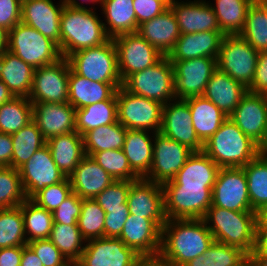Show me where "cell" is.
Masks as SVG:
<instances>
[{"label": "cell", "mask_w": 267, "mask_h": 266, "mask_svg": "<svg viewBox=\"0 0 267 266\" xmlns=\"http://www.w3.org/2000/svg\"><path fill=\"white\" fill-rule=\"evenodd\" d=\"M213 241L204 219H167L158 258L174 266H184L202 255Z\"/></svg>", "instance_id": "obj_1"}, {"label": "cell", "mask_w": 267, "mask_h": 266, "mask_svg": "<svg viewBox=\"0 0 267 266\" xmlns=\"http://www.w3.org/2000/svg\"><path fill=\"white\" fill-rule=\"evenodd\" d=\"M62 1L65 6L61 13L58 46L62 57L68 58L76 51L101 45L109 39L96 12L76 0Z\"/></svg>", "instance_id": "obj_2"}, {"label": "cell", "mask_w": 267, "mask_h": 266, "mask_svg": "<svg viewBox=\"0 0 267 266\" xmlns=\"http://www.w3.org/2000/svg\"><path fill=\"white\" fill-rule=\"evenodd\" d=\"M203 151L220 168L244 167L258 156L257 143L229 117L204 144Z\"/></svg>", "instance_id": "obj_3"}, {"label": "cell", "mask_w": 267, "mask_h": 266, "mask_svg": "<svg viewBox=\"0 0 267 266\" xmlns=\"http://www.w3.org/2000/svg\"><path fill=\"white\" fill-rule=\"evenodd\" d=\"M203 219L214 241L237 247L248 255L252 253L255 244L256 212L231 211L211 206Z\"/></svg>", "instance_id": "obj_4"}, {"label": "cell", "mask_w": 267, "mask_h": 266, "mask_svg": "<svg viewBox=\"0 0 267 266\" xmlns=\"http://www.w3.org/2000/svg\"><path fill=\"white\" fill-rule=\"evenodd\" d=\"M122 87L163 105L176 100L173 63L163 56L156 64L129 75Z\"/></svg>", "instance_id": "obj_5"}, {"label": "cell", "mask_w": 267, "mask_h": 266, "mask_svg": "<svg viewBox=\"0 0 267 266\" xmlns=\"http://www.w3.org/2000/svg\"><path fill=\"white\" fill-rule=\"evenodd\" d=\"M67 59L76 74L90 81L122 83L113 39L109 38L101 45L76 51Z\"/></svg>", "instance_id": "obj_6"}, {"label": "cell", "mask_w": 267, "mask_h": 266, "mask_svg": "<svg viewBox=\"0 0 267 266\" xmlns=\"http://www.w3.org/2000/svg\"><path fill=\"white\" fill-rule=\"evenodd\" d=\"M8 51L37 69L62 58L58 45L22 22L9 31Z\"/></svg>", "instance_id": "obj_7"}, {"label": "cell", "mask_w": 267, "mask_h": 266, "mask_svg": "<svg viewBox=\"0 0 267 266\" xmlns=\"http://www.w3.org/2000/svg\"><path fill=\"white\" fill-rule=\"evenodd\" d=\"M259 53L239 34L225 35L217 57V68L248 89Z\"/></svg>", "instance_id": "obj_8"}, {"label": "cell", "mask_w": 267, "mask_h": 266, "mask_svg": "<svg viewBox=\"0 0 267 266\" xmlns=\"http://www.w3.org/2000/svg\"><path fill=\"white\" fill-rule=\"evenodd\" d=\"M118 122L130 130L160 132L163 104L126 91H116ZM150 129V130H149Z\"/></svg>", "instance_id": "obj_9"}, {"label": "cell", "mask_w": 267, "mask_h": 266, "mask_svg": "<svg viewBox=\"0 0 267 266\" xmlns=\"http://www.w3.org/2000/svg\"><path fill=\"white\" fill-rule=\"evenodd\" d=\"M166 219H203L212 205L213 186H162Z\"/></svg>", "instance_id": "obj_10"}, {"label": "cell", "mask_w": 267, "mask_h": 266, "mask_svg": "<svg viewBox=\"0 0 267 266\" xmlns=\"http://www.w3.org/2000/svg\"><path fill=\"white\" fill-rule=\"evenodd\" d=\"M70 63L62 57L55 63L34 70L31 102L67 103Z\"/></svg>", "instance_id": "obj_11"}, {"label": "cell", "mask_w": 267, "mask_h": 266, "mask_svg": "<svg viewBox=\"0 0 267 266\" xmlns=\"http://www.w3.org/2000/svg\"><path fill=\"white\" fill-rule=\"evenodd\" d=\"M86 242L74 266H139L142 261V257L120 238L100 237Z\"/></svg>", "instance_id": "obj_12"}, {"label": "cell", "mask_w": 267, "mask_h": 266, "mask_svg": "<svg viewBox=\"0 0 267 266\" xmlns=\"http://www.w3.org/2000/svg\"><path fill=\"white\" fill-rule=\"evenodd\" d=\"M153 134L152 166L144 179L163 184L176 176L193 151L161 132Z\"/></svg>", "instance_id": "obj_13"}, {"label": "cell", "mask_w": 267, "mask_h": 266, "mask_svg": "<svg viewBox=\"0 0 267 266\" xmlns=\"http://www.w3.org/2000/svg\"><path fill=\"white\" fill-rule=\"evenodd\" d=\"M113 41L122 82L129 75L156 64L164 56L136 32L119 35Z\"/></svg>", "instance_id": "obj_14"}, {"label": "cell", "mask_w": 267, "mask_h": 266, "mask_svg": "<svg viewBox=\"0 0 267 266\" xmlns=\"http://www.w3.org/2000/svg\"><path fill=\"white\" fill-rule=\"evenodd\" d=\"M231 211L254 212L242 167L220 168L212 188V205Z\"/></svg>", "instance_id": "obj_15"}, {"label": "cell", "mask_w": 267, "mask_h": 266, "mask_svg": "<svg viewBox=\"0 0 267 266\" xmlns=\"http://www.w3.org/2000/svg\"><path fill=\"white\" fill-rule=\"evenodd\" d=\"M171 62L174 68L176 99L202 96L209 79L217 69V59L209 57Z\"/></svg>", "instance_id": "obj_16"}, {"label": "cell", "mask_w": 267, "mask_h": 266, "mask_svg": "<svg viewBox=\"0 0 267 266\" xmlns=\"http://www.w3.org/2000/svg\"><path fill=\"white\" fill-rule=\"evenodd\" d=\"M26 199H31L46 186L57 184L66 177L57 167L47 144L18 168Z\"/></svg>", "instance_id": "obj_17"}, {"label": "cell", "mask_w": 267, "mask_h": 266, "mask_svg": "<svg viewBox=\"0 0 267 266\" xmlns=\"http://www.w3.org/2000/svg\"><path fill=\"white\" fill-rule=\"evenodd\" d=\"M129 214L154 220L161 228L166 223L162 184L140 178L130 181L127 195Z\"/></svg>", "instance_id": "obj_18"}, {"label": "cell", "mask_w": 267, "mask_h": 266, "mask_svg": "<svg viewBox=\"0 0 267 266\" xmlns=\"http://www.w3.org/2000/svg\"><path fill=\"white\" fill-rule=\"evenodd\" d=\"M191 117L192 114L186 99H177L174 103H166L162 108L160 132L187 146L193 152H200L203 151L204 144L196 135Z\"/></svg>", "instance_id": "obj_19"}, {"label": "cell", "mask_w": 267, "mask_h": 266, "mask_svg": "<svg viewBox=\"0 0 267 266\" xmlns=\"http://www.w3.org/2000/svg\"><path fill=\"white\" fill-rule=\"evenodd\" d=\"M161 234L162 228L154 220L129 214L118 238L142 258H157Z\"/></svg>", "instance_id": "obj_20"}, {"label": "cell", "mask_w": 267, "mask_h": 266, "mask_svg": "<svg viewBox=\"0 0 267 266\" xmlns=\"http://www.w3.org/2000/svg\"><path fill=\"white\" fill-rule=\"evenodd\" d=\"M33 121L47 141L51 137L76 131V109L69 103L32 102Z\"/></svg>", "instance_id": "obj_21"}, {"label": "cell", "mask_w": 267, "mask_h": 266, "mask_svg": "<svg viewBox=\"0 0 267 266\" xmlns=\"http://www.w3.org/2000/svg\"><path fill=\"white\" fill-rule=\"evenodd\" d=\"M229 118L255 143H259L267 124V95L247 92Z\"/></svg>", "instance_id": "obj_22"}, {"label": "cell", "mask_w": 267, "mask_h": 266, "mask_svg": "<svg viewBox=\"0 0 267 266\" xmlns=\"http://www.w3.org/2000/svg\"><path fill=\"white\" fill-rule=\"evenodd\" d=\"M63 1L55 6L52 0H22L21 22L38 30L60 45V20Z\"/></svg>", "instance_id": "obj_23"}, {"label": "cell", "mask_w": 267, "mask_h": 266, "mask_svg": "<svg viewBox=\"0 0 267 266\" xmlns=\"http://www.w3.org/2000/svg\"><path fill=\"white\" fill-rule=\"evenodd\" d=\"M169 7L175 14L180 34L221 32L211 5L205 1L182 3L173 0Z\"/></svg>", "instance_id": "obj_24"}, {"label": "cell", "mask_w": 267, "mask_h": 266, "mask_svg": "<svg viewBox=\"0 0 267 266\" xmlns=\"http://www.w3.org/2000/svg\"><path fill=\"white\" fill-rule=\"evenodd\" d=\"M224 36L222 32L214 31L180 34L174 48L167 57L170 61H182L199 57L217 59Z\"/></svg>", "instance_id": "obj_25"}, {"label": "cell", "mask_w": 267, "mask_h": 266, "mask_svg": "<svg viewBox=\"0 0 267 266\" xmlns=\"http://www.w3.org/2000/svg\"><path fill=\"white\" fill-rule=\"evenodd\" d=\"M72 192L81 199H94L115 180L91 157L85 155L68 177Z\"/></svg>", "instance_id": "obj_26"}, {"label": "cell", "mask_w": 267, "mask_h": 266, "mask_svg": "<svg viewBox=\"0 0 267 266\" xmlns=\"http://www.w3.org/2000/svg\"><path fill=\"white\" fill-rule=\"evenodd\" d=\"M136 33L164 56H168L180 37L176 17L170 7L162 14L140 24Z\"/></svg>", "instance_id": "obj_27"}, {"label": "cell", "mask_w": 267, "mask_h": 266, "mask_svg": "<svg viewBox=\"0 0 267 266\" xmlns=\"http://www.w3.org/2000/svg\"><path fill=\"white\" fill-rule=\"evenodd\" d=\"M122 83H102L90 81L76 74L70 67L68 102L80 109L104 100H116V91Z\"/></svg>", "instance_id": "obj_28"}, {"label": "cell", "mask_w": 267, "mask_h": 266, "mask_svg": "<svg viewBox=\"0 0 267 266\" xmlns=\"http://www.w3.org/2000/svg\"><path fill=\"white\" fill-rule=\"evenodd\" d=\"M220 167L204 152H193L176 176L162 186H213Z\"/></svg>", "instance_id": "obj_29"}, {"label": "cell", "mask_w": 267, "mask_h": 266, "mask_svg": "<svg viewBox=\"0 0 267 266\" xmlns=\"http://www.w3.org/2000/svg\"><path fill=\"white\" fill-rule=\"evenodd\" d=\"M247 92L248 89L244 85L217 68L202 96L213 102L229 117Z\"/></svg>", "instance_id": "obj_30"}, {"label": "cell", "mask_w": 267, "mask_h": 266, "mask_svg": "<svg viewBox=\"0 0 267 266\" xmlns=\"http://www.w3.org/2000/svg\"><path fill=\"white\" fill-rule=\"evenodd\" d=\"M34 70L35 68L10 51L0 55V80L6 84L14 97H29Z\"/></svg>", "instance_id": "obj_31"}, {"label": "cell", "mask_w": 267, "mask_h": 266, "mask_svg": "<svg viewBox=\"0 0 267 266\" xmlns=\"http://www.w3.org/2000/svg\"><path fill=\"white\" fill-rule=\"evenodd\" d=\"M60 171L69 177L85 156L83 136L76 131L51 137L46 141Z\"/></svg>", "instance_id": "obj_32"}, {"label": "cell", "mask_w": 267, "mask_h": 266, "mask_svg": "<svg viewBox=\"0 0 267 266\" xmlns=\"http://www.w3.org/2000/svg\"><path fill=\"white\" fill-rule=\"evenodd\" d=\"M191 111L192 125L199 140L205 144L228 118L213 102L203 96L186 99Z\"/></svg>", "instance_id": "obj_33"}, {"label": "cell", "mask_w": 267, "mask_h": 266, "mask_svg": "<svg viewBox=\"0 0 267 266\" xmlns=\"http://www.w3.org/2000/svg\"><path fill=\"white\" fill-rule=\"evenodd\" d=\"M103 13L108 24L104 23L107 36L113 39L122 34L135 33L138 29L133 0H102Z\"/></svg>", "instance_id": "obj_34"}, {"label": "cell", "mask_w": 267, "mask_h": 266, "mask_svg": "<svg viewBox=\"0 0 267 266\" xmlns=\"http://www.w3.org/2000/svg\"><path fill=\"white\" fill-rule=\"evenodd\" d=\"M152 138L146 130L127 129L123 152L125 153L131 169L144 178L150 171L153 158Z\"/></svg>", "instance_id": "obj_35"}, {"label": "cell", "mask_w": 267, "mask_h": 266, "mask_svg": "<svg viewBox=\"0 0 267 266\" xmlns=\"http://www.w3.org/2000/svg\"><path fill=\"white\" fill-rule=\"evenodd\" d=\"M117 121V100H104L76 109L75 129L83 136L92 129Z\"/></svg>", "instance_id": "obj_36"}, {"label": "cell", "mask_w": 267, "mask_h": 266, "mask_svg": "<svg viewBox=\"0 0 267 266\" xmlns=\"http://www.w3.org/2000/svg\"><path fill=\"white\" fill-rule=\"evenodd\" d=\"M127 129L116 122L92 129L83 135L85 155L92 156L95 152L122 149Z\"/></svg>", "instance_id": "obj_37"}, {"label": "cell", "mask_w": 267, "mask_h": 266, "mask_svg": "<svg viewBox=\"0 0 267 266\" xmlns=\"http://www.w3.org/2000/svg\"><path fill=\"white\" fill-rule=\"evenodd\" d=\"M184 266H249V255L243 250L217 241Z\"/></svg>", "instance_id": "obj_38"}, {"label": "cell", "mask_w": 267, "mask_h": 266, "mask_svg": "<svg viewBox=\"0 0 267 266\" xmlns=\"http://www.w3.org/2000/svg\"><path fill=\"white\" fill-rule=\"evenodd\" d=\"M254 49L262 52L267 46V0H254L249 6L244 27L239 34Z\"/></svg>", "instance_id": "obj_39"}, {"label": "cell", "mask_w": 267, "mask_h": 266, "mask_svg": "<svg viewBox=\"0 0 267 266\" xmlns=\"http://www.w3.org/2000/svg\"><path fill=\"white\" fill-rule=\"evenodd\" d=\"M212 9L224 35L240 34L244 27L246 14L254 0H215Z\"/></svg>", "instance_id": "obj_40"}, {"label": "cell", "mask_w": 267, "mask_h": 266, "mask_svg": "<svg viewBox=\"0 0 267 266\" xmlns=\"http://www.w3.org/2000/svg\"><path fill=\"white\" fill-rule=\"evenodd\" d=\"M11 139L13 142L12 168L15 169L27 162L39 148L46 144V140L33 120L11 134Z\"/></svg>", "instance_id": "obj_41"}, {"label": "cell", "mask_w": 267, "mask_h": 266, "mask_svg": "<svg viewBox=\"0 0 267 266\" xmlns=\"http://www.w3.org/2000/svg\"><path fill=\"white\" fill-rule=\"evenodd\" d=\"M68 260L71 265H75L81 258L85 248L86 240L83 238L78 225H68L53 223L50 236L48 238Z\"/></svg>", "instance_id": "obj_42"}, {"label": "cell", "mask_w": 267, "mask_h": 266, "mask_svg": "<svg viewBox=\"0 0 267 266\" xmlns=\"http://www.w3.org/2000/svg\"><path fill=\"white\" fill-rule=\"evenodd\" d=\"M242 168L247 180L252 210L257 212L267 205V157L258 155Z\"/></svg>", "instance_id": "obj_43"}, {"label": "cell", "mask_w": 267, "mask_h": 266, "mask_svg": "<svg viewBox=\"0 0 267 266\" xmlns=\"http://www.w3.org/2000/svg\"><path fill=\"white\" fill-rule=\"evenodd\" d=\"M33 120V105L26 97H13L0 105V133L14 134Z\"/></svg>", "instance_id": "obj_44"}, {"label": "cell", "mask_w": 267, "mask_h": 266, "mask_svg": "<svg viewBox=\"0 0 267 266\" xmlns=\"http://www.w3.org/2000/svg\"><path fill=\"white\" fill-rule=\"evenodd\" d=\"M25 234L28 235L27 243L37 239H48L53 227L52 212L38 206L31 199H26L21 204Z\"/></svg>", "instance_id": "obj_45"}, {"label": "cell", "mask_w": 267, "mask_h": 266, "mask_svg": "<svg viewBox=\"0 0 267 266\" xmlns=\"http://www.w3.org/2000/svg\"><path fill=\"white\" fill-rule=\"evenodd\" d=\"M27 244L21 205L0 209V249Z\"/></svg>", "instance_id": "obj_46"}, {"label": "cell", "mask_w": 267, "mask_h": 266, "mask_svg": "<svg viewBox=\"0 0 267 266\" xmlns=\"http://www.w3.org/2000/svg\"><path fill=\"white\" fill-rule=\"evenodd\" d=\"M114 180L135 181L140 177L131 169L122 149L95 152L91 156Z\"/></svg>", "instance_id": "obj_47"}, {"label": "cell", "mask_w": 267, "mask_h": 266, "mask_svg": "<svg viewBox=\"0 0 267 266\" xmlns=\"http://www.w3.org/2000/svg\"><path fill=\"white\" fill-rule=\"evenodd\" d=\"M25 200L18 169L0 166V209L18 207Z\"/></svg>", "instance_id": "obj_48"}, {"label": "cell", "mask_w": 267, "mask_h": 266, "mask_svg": "<svg viewBox=\"0 0 267 266\" xmlns=\"http://www.w3.org/2000/svg\"><path fill=\"white\" fill-rule=\"evenodd\" d=\"M105 216V211L94 199H82L81 214L77 224L86 241L104 237Z\"/></svg>", "instance_id": "obj_49"}, {"label": "cell", "mask_w": 267, "mask_h": 266, "mask_svg": "<svg viewBox=\"0 0 267 266\" xmlns=\"http://www.w3.org/2000/svg\"><path fill=\"white\" fill-rule=\"evenodd\" d=\"M71 193V183L69 178L66 177L57 184L46 186L37 192L31 200L47 211L53 212Z\"/></svg>", "instance_id": "obj_50"}, {"label": "cell", "mask_w": 267, "mask_h": 266, "mask_svg": "<svg viewBox=\"0 0 267 266\" xmlns=\"http://www.w3.org/2000/svg\"><path fill=\"white\" fill-rule=\"evenodd\" d=\"M130 189V181L115 180L94 200L106 212L109 209H129L127 205V195Z\"/></svg>", "instance_id": "obj_51"}, {"label": "cell", "mask_w": 267, "mask_h": 266, "mask_svg": "<svg viewBox=\"0 0 267 266\" xmlns=\"http://www.w3.org/2000/svg\"><path fill=\"white\" fill-rule=\"evenodd\" d=\"M27 244L37 254L43 266H72L49 239H37Z\"/></svg>", "instance_id": "obj_52"}, {"label": "cell", "mask_w": 267, "mask_h": 266, "mask_svg": "<svg viewBox=\"0 0 267 266\" xmlns=\"http://www.w3.org/2000/svg\"><path fill=\"white\" fill-rule=\"evenodd\" d=\"M82 199L72 192L60 205L52 212L54 223L68 225H78V218L81 214Z\"/></svg>", "instance_id": "obj_53"}, {"label": "cell", "mask_w": 267, "mask_h": 266, "mask_svg": "<svg viewBox=\"0 0 267 266\" xmlns=\"http://www.w3.org/2000/svg\"><path fill=\"white\" fill-rule=\"evenodd\" d=\"M133 6L138 25L153 19L169 8L165 0H133Z\"/></svg>", "instance_id": "obj_54"}, {"label": "cell", "mask_w": 267, "mask_h": 266, "mask_svg": "<svg viewBox=\"0 0 267 266\" xmlns=\"http://www.w3.org/2000/svg\"><path fill=\"white\" fill-rule=\"evenodd\" d=\"M21 0H0V26L10 31L21 22Z\"/></svg>", "instance_id": "obj_55"}, {"label": "cell", "mask_w": 267, "mask_h": 266, "mask_svg": "<svg viewBox=\"0 0 267 266\" xmlns=\"http://www.w3.org/2000/svg\"><path fill=\"white\" fill-rule=\"evenodd\" d=\"M104 219V237L118 238L129 215V209H109Z\"/></svg>", "instance_id": "obj_56"}, {"label": "cell", "mask_w": 267, "mask_h": 266, "mask_svg": "<svg viewBox=\"0 0 267 266\" xmlns=\"http://www.w3.org/2000/svg\"><path fill=\"white\" fill-rule=\"evenodd\" d=\"M249 92L267 95V54L259 53Z\"/></svg>", "instance_id": "obj_57"}, {"label": "cell", "mask_w": 267, "mask_h": 266, "mask_svg": "<svg viewBox=\"0 0 267 266\" xmlns=\"http://www.w3.org/2000/svg\"><path fill=\"white\" fill-rule=\"evenodd\" d=\"M22 246L0 249V266H20Z\"/></svg>", "instance_id": "obj_58"}, {"label": "cell", "mask_w": 267, "mask_h": 266, "mask_svg": "<svg viewBox=\"0 0 267 266\" xmlns=\"http://www.w3.org/2000/svg\"><path fill=\"white\" fill-rule=\"evenodd\" d=\"M13 142L10 134L0 133V166L12 167Z\"/></svg>", "instance_id": "obj_59"}, {"label": "cell", "mask_w": 267, "mask_h": 266, "mask_svg": "<svg viewBox=\"0 0 267 266\" xmlns=\"http://www.w3.org/2000/svg\"><path fill=\"white\" fill-rule=\"evenodd\" d=\"M252 253H267V227H255V244Z\"/></svg>", "instance_id": "obj_60"}, {"label": "cell", "mask_w": 267, "mask_h": 266, "mask_svg": "<svg viewBox=\"0 0 267 266\" xmlns=\"http://www.w3.org/2000/svg\"><path fill=\"white\" fill-rule=\"evenodd\" d=\"M20 266H43L37 254L28 244L22 246V258Z\"/></svg>", "instance_id": "obj_61"}, {"label": "cell", "mask_w": 267, "mask_h": 266, "mask_svg": "<svg viewBox=\"0 0 267 266\" xmlns=\"http://www.w3.org/2000/svg\"><path fill=\"white\" fill-rule=\"evenodd\" d=\"M249 266H267V253H251Z\"/></svg>", "instance_id": "obj_62"}, {"label": "cell", "mask_w": 267, "mask_h": 266, "mask_svg": "<svg viewBox=\"0 0 267 266\" xmlns=\"http://www.w3.org/2000/svg\"><path fill=\"white\" fill-rule=\"evenodd\" d=\"M9 31L0 26V55L8 51Z\"/></svg>", "instance_id": "obj_63"}, {"label": "cell", "mask_w": 267, "mask_h": 266, "mask_svg": "<svg viewBox=\"0 0 267 266\" xmlns=\"http://www.w3.org/2000/svg\"><path fill=\"white\" fill-rule=\"evenodd\" d=\"M255 227H267V205L256 212Z\"/></svg>", "instance_id": "obj_64"}, {"label": "cell", "mask_w": 267, "mask_h": 266, "mask_svg": "<svg viewBox=\"0 0 267 266\" xmlns=\"http://www.w3.org/2000/svg\"><path fill=\"white\" fill-rule=\"evenodd\" d=\"M13 97L14 95L9 91L6 84L0 80V105L10 101Z\"/></svg>", "instance_id": "obj_65"}, {"label": "cell", "mask_w": 267, "mask_h": 266, "mask_svg": "<svg viewBox=\"0 0 267 266\" xmlns=\"http://www.w3.org/2000/svg\"><path fill=\"white\" fill-rule=\"evenodd\" d=\"M139 266H174L157 258H142Z\"/></svg>", "instance_id": "obj_66"}, {"label": "cell", "mask_w": 267, "mask_h": 266, "mask_svg": "<svg viewBox=\"0 0 267 266\" xmlns=\"http://www.w3.org/2000/svg\"><path fill=\"white\" fill-rule=\"evenodd\" d=\"M258 155L262 157H267V124L266 129L264 131V135L260 142L257 144Z\"/></svg>", "instance_id": "obj_67"}, {"label": "cell", "mask_w": 267, "mask_h": 266, "mask_svg": "<svg viewBox=\"0 0 267 266\" xmlns=\"http://www.w3.org/2000/svg\"><path fill=\"white\" fill-rule=\"evenodd\" d=\"M89 2H102V0H89Z\"/></svg>", "instance_id": "obj_68"}, {"label": "cell", "mask_w": 267, "mask_h": 266, "mask_svg": "<svg viewBox=\"0 0 267 266\" xmlns=\"http://www.w3.org/2000/svg\"><path fill=\"white\" fill-rule=\"evenodd\" d=\"M262 53L267 54V46H266L265 49L262 51Z\"/></svg>", "instance_id": "obj_69"}, {"label": "cell", "mask_w": 267, "mask_h": 266, "mask_svg": "<svg viewBox=\"0 0 267 266\" xmlns=\"http://www.w3.org/2000/svg\"><path fill=\"white\" fill-rule=\"evenodd\" d=\"M168 4H170L173 0H165Z\"/></svg>", "instance_id": "obj_70"}]
</instances>
